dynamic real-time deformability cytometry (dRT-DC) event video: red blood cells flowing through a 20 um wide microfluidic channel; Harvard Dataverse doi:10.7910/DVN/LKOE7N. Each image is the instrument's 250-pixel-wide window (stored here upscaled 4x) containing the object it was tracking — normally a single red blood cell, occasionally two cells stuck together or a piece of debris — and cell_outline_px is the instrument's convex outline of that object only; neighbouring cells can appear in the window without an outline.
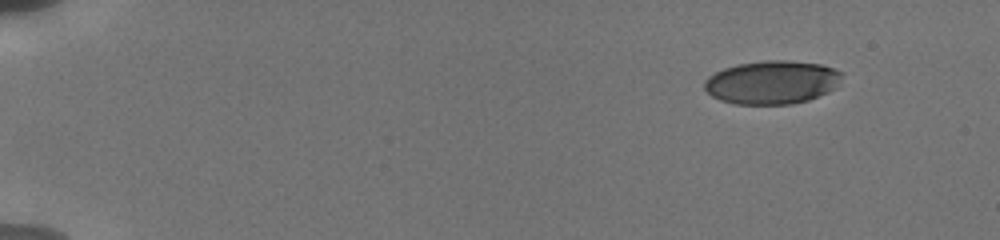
{"species": "human", "species_latin": "Homo sapiens", "temperature_condition": "cold", "stored_images_in_passage": 81, "camera_frame_rate_fps": 3000, "um_per_image_px": 0.085, "donor": {"sex": "male"}, "frame": {"image": 1, "passage_image": 1, "time_ms": 0.0, "image_size_px": [1000, 240], "cell_outline_px": [[844, 72], [836, 88], [828, 92], [808, 100], [792, 104], [736, 104], [720, 100], [712, 96], [704, 88], [704, 80], [708, 76], [724, 68], [736, 64], [764, 60], [788, 60], [820, 64]], "centroid_in_image_um": [65.62, 6.99], "position_along_channel_um": 19.4, "area_um2": 34.97}}
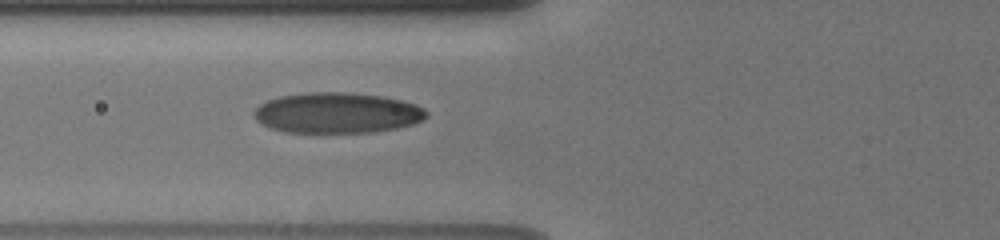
{"frame": {"image": 2, "passage_image": 28, "time_ms": 5.667, "image_size_px": [1000, 240], "cell_outline_px": [[428, 116], [412, 124], [396, 128], [372, 132], [284, 132], [272, 128], [256, 120], [252, 116], [252, 112], [260, 104], [268, 100], [280, 96], [308, 92], [348, 92], [380, 96], [400, 100], [416, 104], [424, 108], [428, 112]], "centroid_in_image_um": [28.64, 9.59], "position_along_channel_um": 97.2, "area_um2": 40.69}}
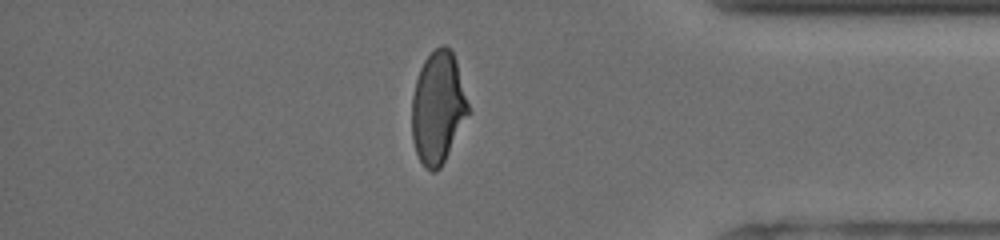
{"frame": {"image": 3, "passage_image": 71, "time_ms": 14.0, "image_size_px": [1000, 240], "cell_outline_px": [[472, 112], [440, 168], [436, 172], [432, 172], [424, 168], [416, 152], [412, 140], [412, 96], [416, 80], [420, 68], [424, 60], [440, 44], [444, 44], [452, 52], [456, 60]], "centroid_in_image_um": [37.25, 9.17], "position_along_channel_um": 397.9, "area_um2": 37.4}, "authors_computed_cell_mechanics": {"area_um2": 37.9168, "velocity_mm_per_s": 3.8285, "shape_relaxation_time_tau1_ms": 4.7017, "shape_relaxation_time_tau2_ms": 1.1205, "deformation_change_tau1": 0.1695, "deformation_change_tau2": 0.0706}}